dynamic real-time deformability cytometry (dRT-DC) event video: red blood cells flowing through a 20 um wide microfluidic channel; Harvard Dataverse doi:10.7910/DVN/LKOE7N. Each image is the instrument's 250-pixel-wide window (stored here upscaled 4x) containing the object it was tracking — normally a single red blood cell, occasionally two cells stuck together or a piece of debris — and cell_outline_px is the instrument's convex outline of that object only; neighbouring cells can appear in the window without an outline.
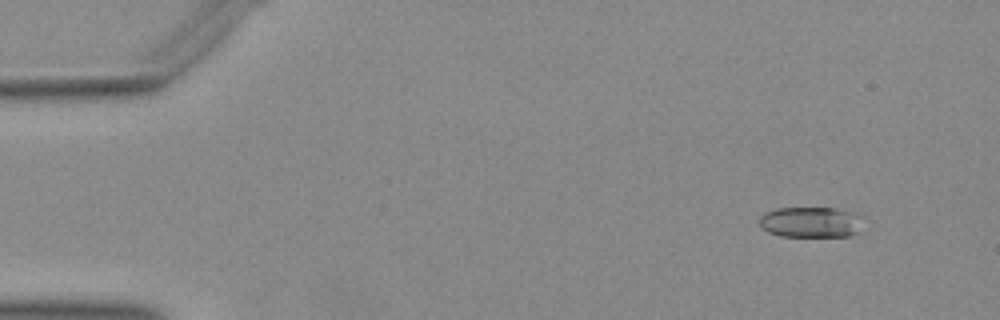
{"species": "Egyptian fruit bat (a non-hibernating species)", "species_latin": "Rousettus aegyptiacus", "temperature_condition": "warm", "stored_images_in_passage": 15, "camera_frame_rate_fps": 3000, "um_per_image_px": 0.085, "animal": {"sex": "female"}, "frame": {"image": 1, "passage_image": 4, "time_ms": 1.0, "image_size_px": [1000, 320], "cell_outline_px": [[864, 216], [860, 232], [848, 236], [780, 236], [768, 232], [760, 224], [760, 216], [764, 212], [776, 208], [836, 208], [852, 212]], "centroid_in_image_um": [68.97, 18.88], "position_along_channel_um": 16.0, "area_um2": 18.79}}